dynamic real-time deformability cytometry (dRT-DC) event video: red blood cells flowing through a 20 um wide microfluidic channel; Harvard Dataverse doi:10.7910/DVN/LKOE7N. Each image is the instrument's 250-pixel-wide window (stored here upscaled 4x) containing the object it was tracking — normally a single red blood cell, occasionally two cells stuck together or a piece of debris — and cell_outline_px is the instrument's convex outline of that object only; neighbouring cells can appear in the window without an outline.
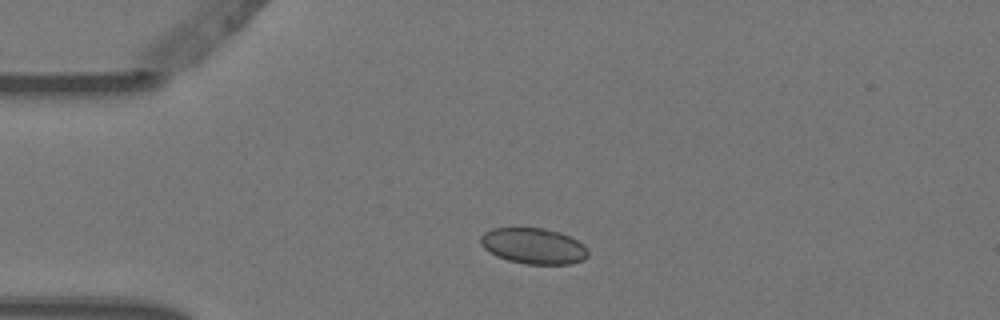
{"species": "Egyptian fruit bat (a non-hibernating species)", "species_latin": "Rousettus aegyptiacus", "temperature_condition": "warm", "stored_images_in_passage": 1, "camera_frame_rate_fps": 3000, "um_per_image_px": 0.085, "animal": {"sex": "female"}, "frame": {"image": 1, "passage_image": 1, "time_ms": 0.0, "image_size_px": [1000, 320], "cell_outline_px": [[588, 256], [584, 260], [572, 264], [524, 264], [508, 260], [496, 256], [484, 248], [480, 244], [480, 236], [484, 232], [492, 228], [544, 228], [560, 232], [584, 244], [588, 248]], "centroid_in_image_um": [45.36, 20.91], "position_along_channel_um": 39.6, "area_um2": 22.66}}